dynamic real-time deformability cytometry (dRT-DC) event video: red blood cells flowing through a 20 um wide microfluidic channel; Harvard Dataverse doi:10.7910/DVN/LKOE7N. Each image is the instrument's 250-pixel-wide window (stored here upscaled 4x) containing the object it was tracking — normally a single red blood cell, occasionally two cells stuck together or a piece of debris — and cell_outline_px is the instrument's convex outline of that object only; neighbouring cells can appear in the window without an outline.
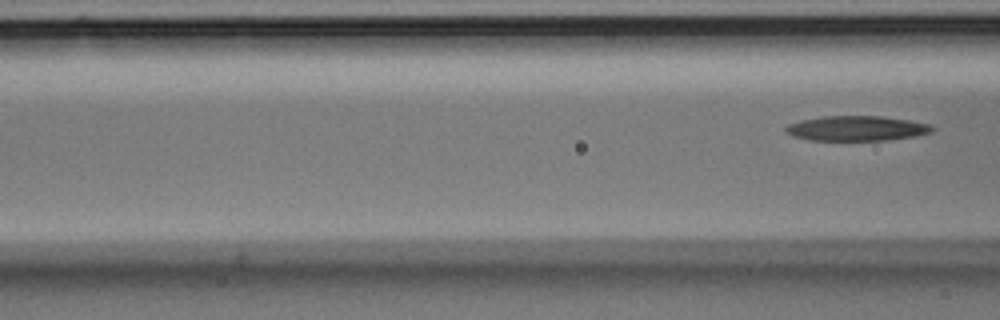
{"species": "Egyptian fruit bat (a non-hibernating species)", "species_latin": "Rousettus aegyptiacus", "temperature_condition": "room temperature", "stored_images_in_passage": 7, "segment_of_instrument_passage": [2, 2], "camera_frame_rate_fps": 3000, "um_per_image_px": 0.085, "animal": {"sex": "male"}, "frame": {"image": 1, "passage_image": 7, "time_ms": 2.0, "image_size_px": [1000, 320], "cell_outline_px": [[936, 128], [932, 132], [916, 136], [888, 140], [808, 140], [792, 136], [784, 132], [784, 128], [788, 124], [800, 120], [824, 116], [880, 116], [908, 120], [928, 124]], "centroid_in_image_um": [72.78, 10.91], "position_along_channel_um": 93.8, "area_um2": 21.39}}